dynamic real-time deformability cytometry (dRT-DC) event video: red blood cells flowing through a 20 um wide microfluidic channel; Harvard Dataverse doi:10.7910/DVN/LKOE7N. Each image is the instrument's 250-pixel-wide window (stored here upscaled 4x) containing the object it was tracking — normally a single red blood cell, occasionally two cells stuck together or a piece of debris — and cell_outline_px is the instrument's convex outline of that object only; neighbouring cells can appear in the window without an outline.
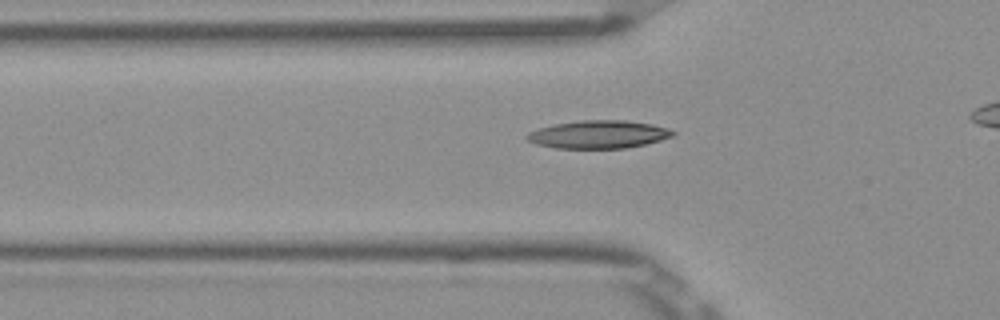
{"species": "Egyptian fruit bat (a non-hibernating species)", "species_latin": "Rousettus aegyptiacus", "temperature_condition": "room temperature", "stored_images_in_passage": 30, "camera_frame_rate_fps": 3000, "um_per_image_px": 0.085, "frame": {"image": 1, "passage_image": 2, "time_ms": 0.333, "image_size_px": [1000, 320], "cell_outline_px": [[676, 132], [672, 136], [660, 140], [644, 144], [624, 148], [556, 148], [536, 144], [528, 140], [524, 136], [528, 132], [540, 128], [556, 124], [580, 120], [624, 120], [652, 124], [668, 128]], "centroid_in_image_um": [50.86, 11.42], "position_along_channel_um": 74.9, "area_um2": 23.58}}
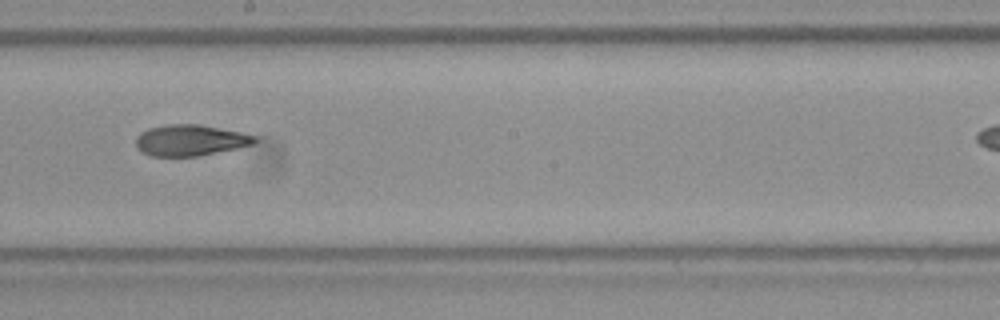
{"frame": {"image": 2, "passage_image": 14, "time_ms": 4.333, "image_size_px": [1000, 320], "cell_outline_px": [[256, 140], [252, 144], [236, 148], [200, 156], [148, 156], [136, 148], [136, 136], [140, 132], [148, 128], [168, 124], [196, 124], [240, 132], [256, 136]], "centroid_in_image_um": [16.1, 11.93], "position_along_channel_um": 232.1, "area_um2": 21.44}}
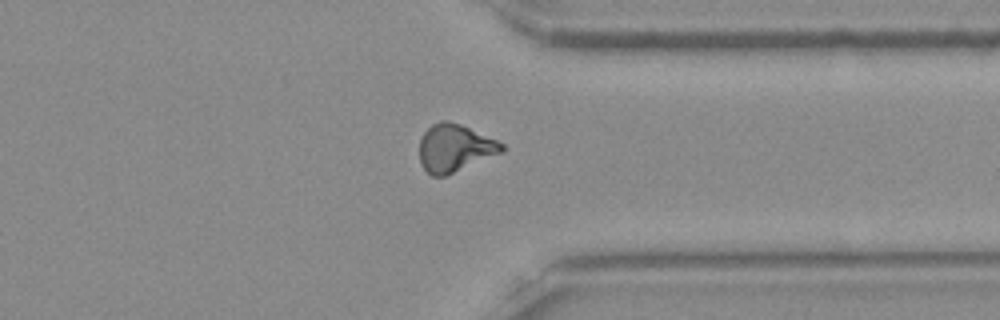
{"frame": {"image": 3, "passage_image": 25, "time_ms": 8.0, "image_size_px": [1000, 320], "cell_outline_px": [[504, 152], [444, 176], [432, 176], [420, 164], [420, 140], [424, 132], [432, 124], [440, 120], [444, 120], [460, 124], [496, 140], [504, 144]], "centroid_in_image_um": [38.65, 12.58], "position_along_channel_um": 372.8, "area_um2": 22.6}, "authors_computed_cell_mechanics": {"area_um2": 21.8195, "velocity_mm_per_s": 3.895, "shape_relaxation_time_tau1_ms": null, "shape_relaxation_time_tau2_ms": 7.3106, "deformation_change_tau1": null, "deformation_change_tau2": 0.1636}}